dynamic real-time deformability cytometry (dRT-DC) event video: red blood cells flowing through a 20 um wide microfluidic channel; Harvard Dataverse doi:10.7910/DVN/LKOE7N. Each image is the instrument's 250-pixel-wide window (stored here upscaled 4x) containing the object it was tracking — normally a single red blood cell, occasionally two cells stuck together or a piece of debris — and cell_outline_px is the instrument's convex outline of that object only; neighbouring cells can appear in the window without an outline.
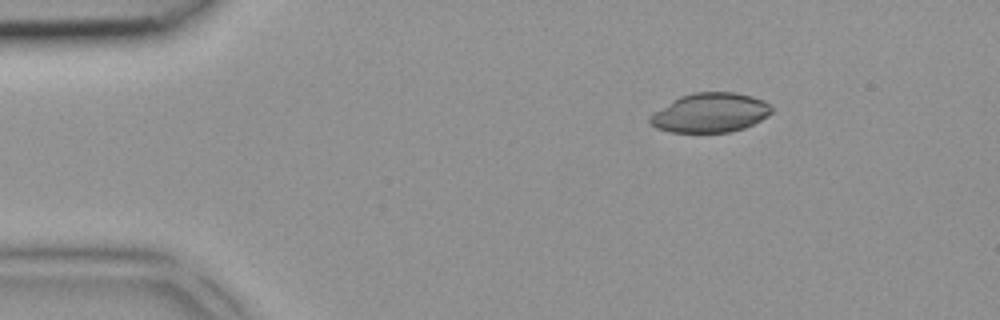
{"species": "common noctule bat (a hibernating species)", "species_latin": "Nyctalus noctula", "temperature_condition": "room temperature", "stored_images_in_passage": 4, "camera_frame_rate_fps": 3000, "um_per_image_px": 0.085, "animal": {"sex": "female", "body_mass_g": 18.4}, "frame": {"image": 1, "passage_image": 1, "time_ms": 0.0, "image_size_px": [1000, 320], "cell_outline_px": [[772, 112], [768, 116], [744, 128], [728, 132], [672, 132], [656, 128], [648, 120], [648, 116], [652, 112], [672, 100], [680, 96], [692, 92], [736, 92], [752, 96], [764, 100], [772, 108]], "centroid_in_image_um": [60.34, 9.57], "position_along_channel_um": 24.7, "area_um2": 28.03}}